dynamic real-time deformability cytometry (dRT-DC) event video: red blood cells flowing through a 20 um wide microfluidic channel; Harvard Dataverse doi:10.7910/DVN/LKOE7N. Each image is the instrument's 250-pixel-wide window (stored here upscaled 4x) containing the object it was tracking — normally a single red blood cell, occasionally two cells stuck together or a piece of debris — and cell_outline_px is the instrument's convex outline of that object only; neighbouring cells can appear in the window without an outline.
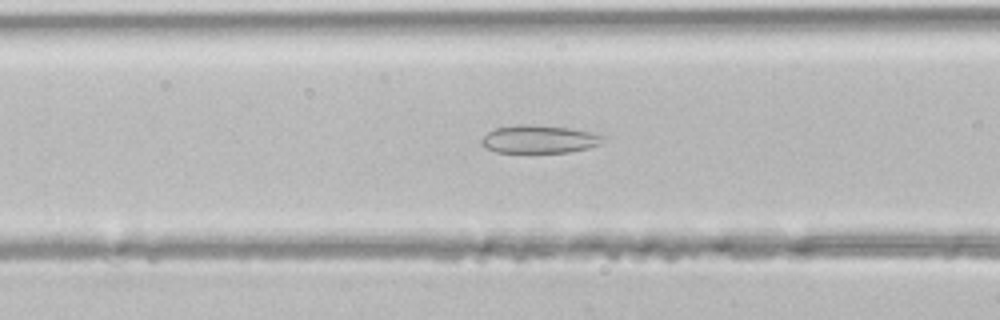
{"species": "common noctule bat (a hibernating species)", "species_latin": "Nyctalus noctula", "temperature_condition": "room temperature", "stored_images_in_passage": 42, "camera_frame_rate_fps": 3000, "um_per_image_px": 0.085, "animal": {"sex": "male", "body_mass_g": 21.5, "forearm_length_mm": 52.0}, "frame": {"image": 1, "passage_image": 16, "time_ms": 5.0, "image_size_px": [1000, 320], "cell_outline_px": [[604, 140], [600, 144], [588, 148], [568, 152], [496, 152], [484, 148], [480, 144], [480, 140], [488, 132], [496, 128], [524, 124], [528, 124], [568, 128], [596, 132], [604, 136]], "centroid_in_image_um": [45.83, 11.83], "position_along_channel_um": 120.8, "area_um2": 19.83}}
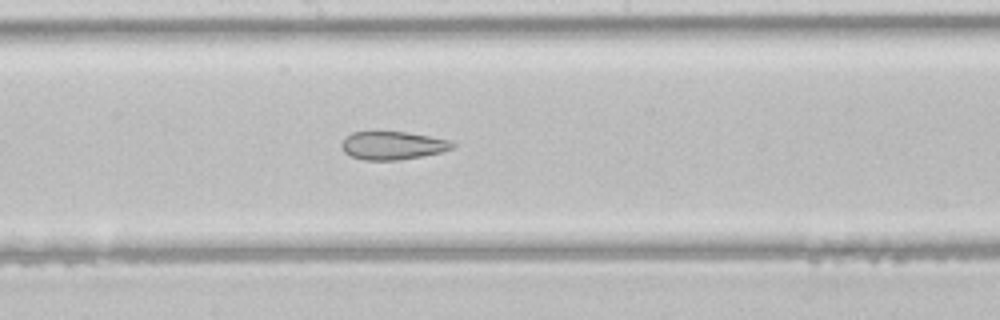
{"frame": {"image": 2, "passage_image": 22, "time_ms": 7.0, "image_size_px": [1000, 320], "cell_outline_px": [[456, 144], [452, 148], [440, 152], [400, 160], [364, 160], [352, 156], [344, 152], [340, 144], [352, 132], [404, 132], [452, 140]], "centroid_in_image_um": [33.38, 12.37], "position_along_channel_um": 214.8, "area_um2": 17.98}}
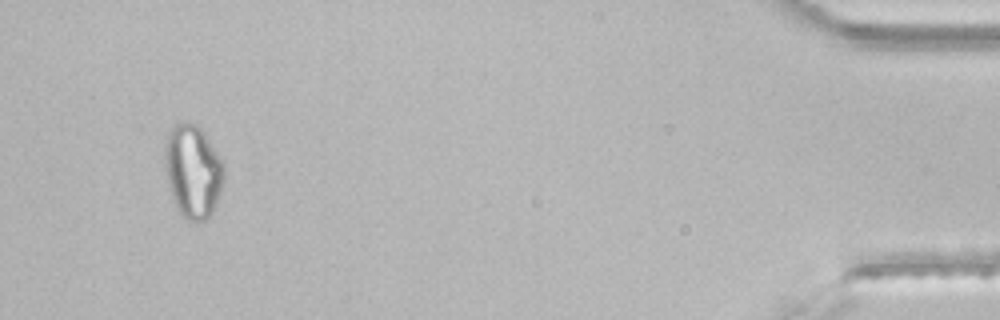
{"frame": {"image": 3, "passage_image": 40, "time_ms": 13.0, "image_size_px": [1000, 320], "cell_outline_px": [[224, 180], [216, 204], [212, 212], [204, 220], [196, 224], [188, 220], [176, 208], [172, 196], [168, 180], [164, 148], [168, 132], [180, 120], [188, 120], [196, 124], [204, 132], [224, 164]], "centroid_in_image_um": [16.41, 14.53], "position_along_channel_um": 418.8, "area_um2": 32.08}}